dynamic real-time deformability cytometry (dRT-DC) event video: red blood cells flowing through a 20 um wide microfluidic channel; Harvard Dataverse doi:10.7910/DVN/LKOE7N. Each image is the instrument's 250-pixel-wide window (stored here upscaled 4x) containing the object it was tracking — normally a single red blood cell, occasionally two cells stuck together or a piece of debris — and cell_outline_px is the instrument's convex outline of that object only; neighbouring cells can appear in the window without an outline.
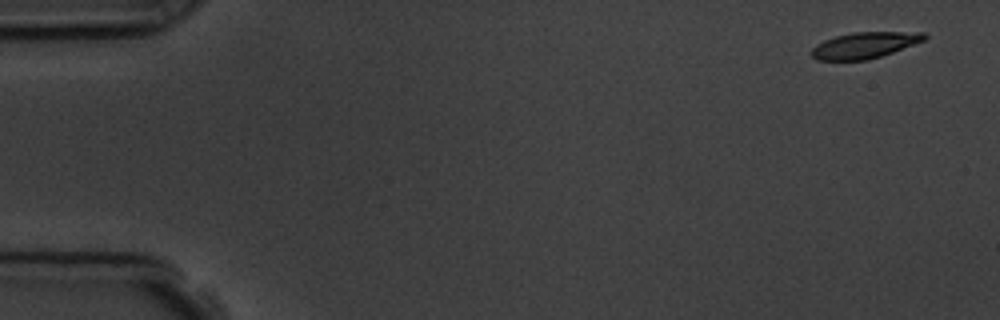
{"species": "common noctule bat (a hibernating species)", "species_latin": "Nyctalus noctula", "temperature_condition": "room temperature", "stored_images_in_passage": 5, "camera_frame_rate_fps": 3000, "um_per_image_px": 0.085, "animal": {"sex": "male", "body_mass_g": 19.5, "forearm_length_mm": 54.6}, "frame": {"image": 1, "passage_image": 1, "time_ms": 0.0, "image_size_px": [1000, 320], "cell_outline_px": [[928, 36], [924, 40], [892, 52], [868, 60], [816, 60], [812, 56], [812, 48], [816, 44], [824, 40], [836, 36], [852, 32], [924, 32]], "centroid_in_image_um": [73.47, 3.84], "position_along_channel_um": 11.5, "area_um2": 17.05}}
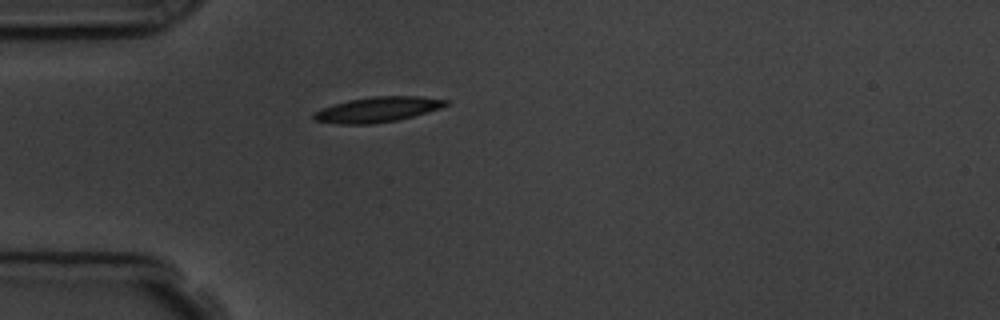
{"frame": {"image": 2, "passage_image": 5, "time_ms": 4.333, "image_size_px": [1000, 320], "cell_outline_px": [[448, 104], [440, 108], [412, 116], [396, 120], [372, 124], [340, 124], [312, 120], [312, 112], [320, 108], [348, 100], [372, 96], [420, 96], [448, 100]], "centroid_in_image_um": [32.02, 9.3], "position_along_channel_um": 53.0, "area_um2": 19.42}}